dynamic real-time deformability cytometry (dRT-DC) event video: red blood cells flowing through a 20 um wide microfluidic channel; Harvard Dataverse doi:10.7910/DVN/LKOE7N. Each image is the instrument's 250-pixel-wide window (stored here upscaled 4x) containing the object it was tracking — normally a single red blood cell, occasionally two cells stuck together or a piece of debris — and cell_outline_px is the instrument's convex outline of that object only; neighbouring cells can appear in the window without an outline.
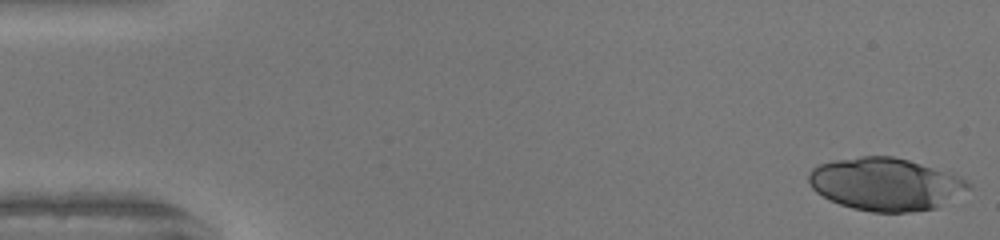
{"species": "human", "species_latin": "Homo sapiens", "temperature_condition": "warm", "stored_images_in_passage": 50, "camera_frame_rate_fps": 3000, "um_per_image_px": 0.085, "donor": {"sex": "female"}, "frame": {"image": 1, "passage_image": 1, "time_ms": 0.0, "image_size_px": [1000, 240], "cell_outline_px": [[940, 204], [936, 208], [908, 212], [872, 212], [852, 208], [840, 204], [816, 192], [812, 188], [808, 180], [808, 172], [812, 168], [820, 164], [832, 160], [860, 156], [892, 156], [908, 160], [932, 168], [940, 172]], "centroid_in_image_um": [74.61, 15.63], "position_along_channel_um": 10.4, "area_um2": 43.81}}
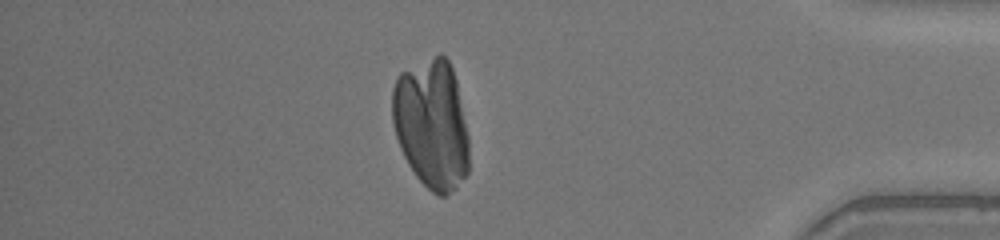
{"frame": {"image": 2, "passage_image": 43, "time_ms": 14.0, "image_size_px": [1000, 240], "cell_outline_px": [[468, 172], [456, 188], [444, 196], [436, 196], [416, 176], [408, 164], [400, 148], [392, 124], [392, 88], [396, 76], [400, 72], [440, 52], [448, 60], [452, 68], [456, 80], [468, 136]], "centroid_in_image_um": [36.66, 10.54], "position_along_channel_um": 398.5, "area_um2": 58.15}}
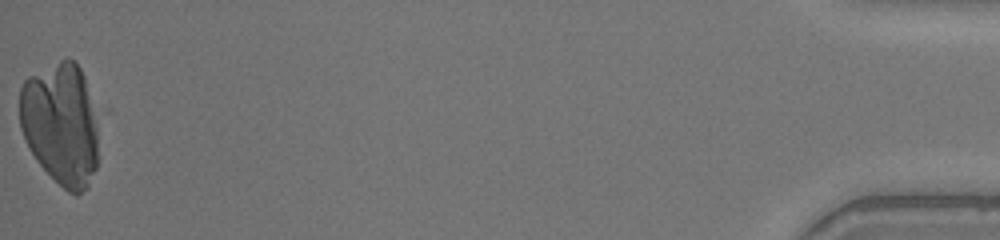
{"frame": {"image": 3, "passage_image": 50, "time_ms": 16.333, "image_size_px": [1000, 240], "cell_outline_px": [[96, 168], [88, 188], [76, 196], [68, 192], [36, 160], [20, 128], [20, 88], [24, 80], [28, 76], [68, 56], [80, 68], [84, 76], [96, 108]], "centroid_in_image_um": [5.17, 10.51], "position_along_channel_um": 430.0, "area_um2": 56.3}}